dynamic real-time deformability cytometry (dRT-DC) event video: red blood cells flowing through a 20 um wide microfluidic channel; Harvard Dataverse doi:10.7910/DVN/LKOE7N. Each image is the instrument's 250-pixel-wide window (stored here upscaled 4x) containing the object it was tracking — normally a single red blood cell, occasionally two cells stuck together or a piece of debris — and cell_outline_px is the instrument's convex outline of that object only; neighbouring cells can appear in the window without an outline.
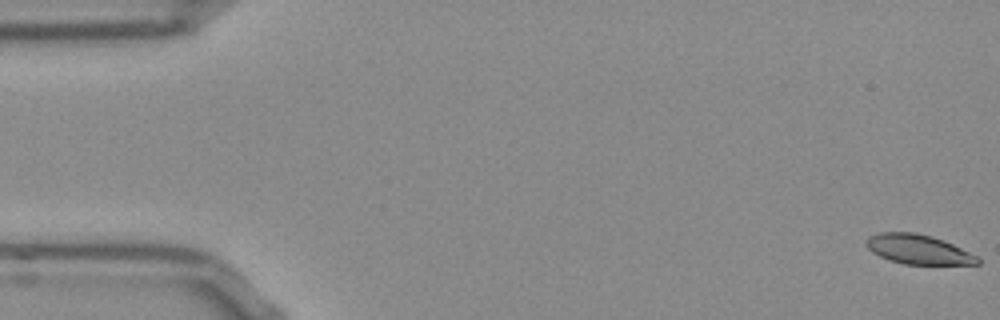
{"species": "Egyptian fruit bat (a non-hibernating species)", "species_latin": "Rousettus aegyptiacus", "temperature_condition": "room temperature", "stored_images_in_passage": 11, "camera_frame_rate_fps": 3000, "um_per_image_px": 0.085, "frame": {"image": 1, "passage_image": 1, "time_ms": 0.0, "image_size_px": [1000, 320], "cell_outline_px": [[980, 264], [904, 264], [880, 256], [872, 252], [868, 248], [868, 236], [880, 232], [916, 232], [932, 236], [944, 240], [980, 256]], "centroid_in_image_um": [78.12, 21.19], "position_along_channel_um": 6.9, "area_um2": 19.13}}